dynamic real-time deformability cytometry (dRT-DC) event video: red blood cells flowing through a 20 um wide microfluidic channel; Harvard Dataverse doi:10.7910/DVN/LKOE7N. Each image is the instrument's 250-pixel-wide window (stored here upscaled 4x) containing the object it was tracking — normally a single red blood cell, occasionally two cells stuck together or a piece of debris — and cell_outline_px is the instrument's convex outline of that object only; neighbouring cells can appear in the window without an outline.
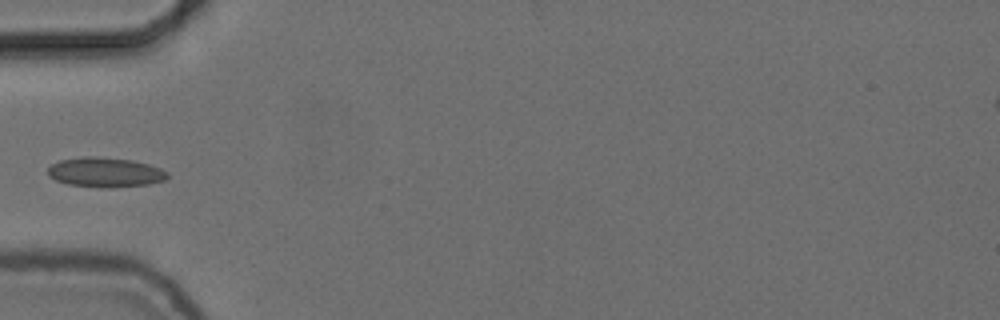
{"species": "common noctule bat (a hibernating species)", "species_latin": "Nyctalus noctula", "temperature_condition": "cold", "stored_images_in_passage": 38, "camera_frame_rate_fps": 3000, "um_per_image_px": 0.085, "animal": {"sex": "female", "body_mass_g": 24.6, "forearm_length_mm": 56.2}, "frame": {"image": 1, "passage_image": 1, "time_ms": 0.0, "image_size_px": [1000, 320], "cell_outline_px": [[168, 176], [164, 180], [148, 184], [112, 188], [100, 188], [68, 184], [56, 180], [48, 176], [48, 168], [52, 164], [60, 160], [84, 156], [96, 156], [132, 160], [148, 164], [160, 168], [168, 172]], "centroid_in_image_um": [8.93, 14.65], "position_along_channel_um": 76.1, "area_um2": 20.81}}
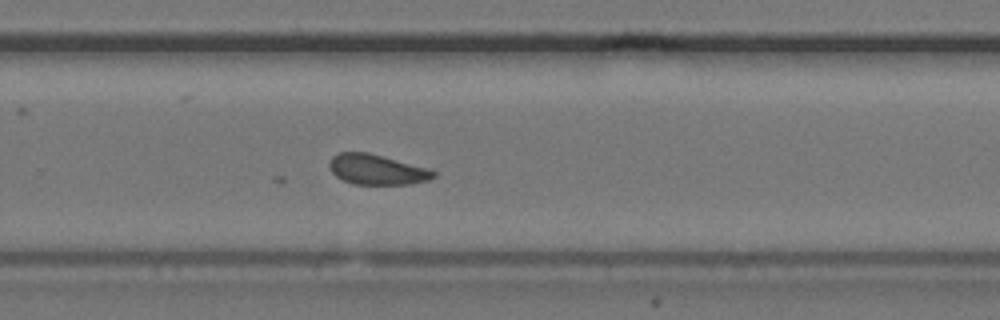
{"frame": {"image": 2, "passage_image": 19, "time_ms": 6.0, "image_size_px": [1000, 320], "cell_outline_px": [[436, 176], [428, 180], [412, 184], [356, 184], [344, 180], [336, 176], [332, 172], [328, 164], [332, 156], [340, 152], [368, 152], [428, 168], [436, 172]], "centroid_in_image_um": [32.04, 14.41], "position_along_channel_um": 297.8, "area_um2": 18.26}}
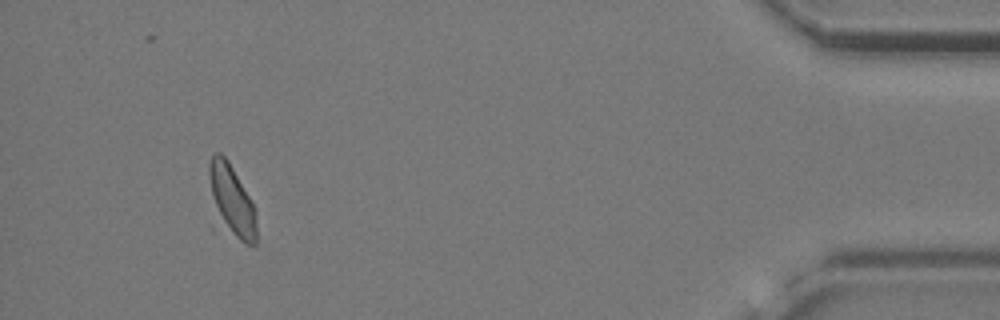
{"frame": {"image": 3, "passage_image": 34, "time_ms": 11.0, "image_size_px": [1000, 320], "cell_outline_px": [[256, 244], [244, 244], [212, 232], [208, 176], [208, 164], [212, 152], [220, 152], [228, 160], [248, 196], [256, 212]], "centroid_in_image_um": [19.54, 17.25], "position_along_channel_um": 415.7, "area_um2": 22.2}}